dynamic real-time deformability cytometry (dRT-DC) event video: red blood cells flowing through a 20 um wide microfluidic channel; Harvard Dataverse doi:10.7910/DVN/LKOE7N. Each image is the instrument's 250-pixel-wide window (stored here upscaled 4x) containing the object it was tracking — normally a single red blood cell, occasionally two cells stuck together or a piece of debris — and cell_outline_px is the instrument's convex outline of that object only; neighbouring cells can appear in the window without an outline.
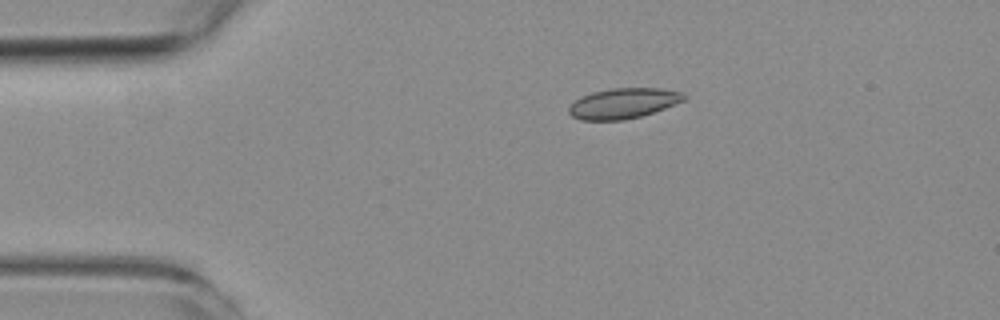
{"species": "common noctule bat (a hibernating species)", "species_latin": "Nyctalus noctula", "temperature_condition": "room temperature", "stored_images_in_passage": 5, "camera_frame_rate_fps": 3000, "um_per_image_px": 0.085, "animal": {"sex": "female", "body_mass_g": 19.3, "forearm_length_mm": 54.1}, "frame": {"image": 1, "passage_image": 3, "time_ms": 2.333, "image_size_px": [1000, 320], "cell_outline_px": [[688, 100], [640, 116], [624, 120], [580, 120], [572, 116], [568, 112], [568, 108], [580, 96], [592, 92], [612, 88], [660, 88], [684, 92], [688, 96]], "centroid_in_image_um": [53.02, 8.77], "position_along_channel_um": 32.0, "area_um2": 20.52}}
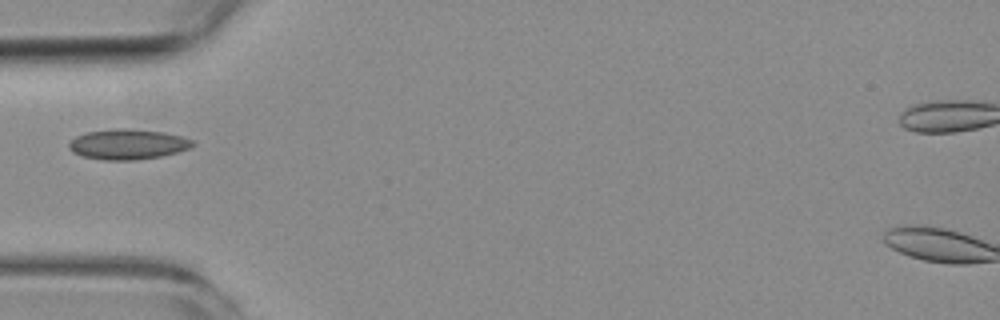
{"frame": {"image": 2, "passage_image": 5, "time_ms": 4.667, "image_size_px": [1000, 320], "cell_outline_px": [[196, 144], [192, 148], [160, 156], [132, 160], [104, 160], [80, 156], [72, 152], [68, 148], [68, 144], [76, 136], [88, 132], [112, 128], [128, 128], [164, 132], [184, 136], [196, 140]], "centroid_in_image_um": [10.9, 12.25], "position_along_channel_um": 74.1, "area_um2": 22.14}}